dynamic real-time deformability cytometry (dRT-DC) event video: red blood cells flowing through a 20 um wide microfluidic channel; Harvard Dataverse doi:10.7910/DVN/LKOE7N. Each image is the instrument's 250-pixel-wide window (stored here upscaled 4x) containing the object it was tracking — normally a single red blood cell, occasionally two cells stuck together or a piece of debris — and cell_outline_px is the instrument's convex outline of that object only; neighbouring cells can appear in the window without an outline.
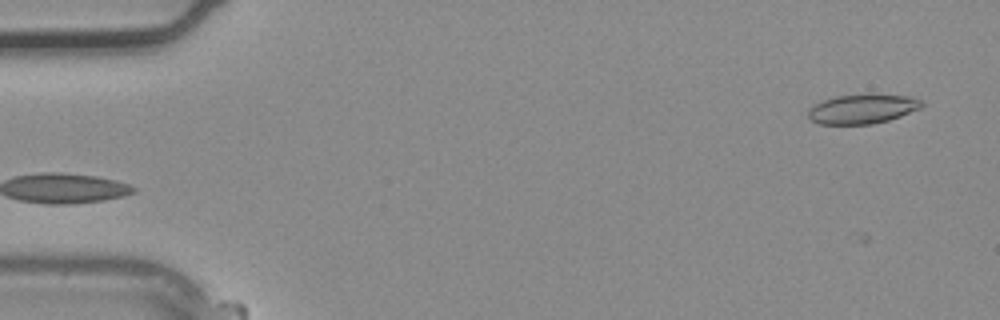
{"species": "common noctule bat (a hibernating species)", "species_latin": "Nyctalus noctula", "temperature_condition": "warm", "stored_images_in_passage": 4, "camera_frame_rate_fps": 3000, "um_per_image_px": 0.085, "animal": {"sex": "male", "body_mass_g": 20.4}, "frame": {"image": 1, "passage_image": 2, "time_ms": 0.333, "image_size_px": [1000, 320], "cell_outline_px": [[924, 104], [920, 108], [900, 116], [888, 120], [872, 124], [820, 124], [812, 120], [808, 116], [808, 108], [812, 104], [836, 96], [868, 92], [872, 92], [912, 96], [920, 100]], "centroid_in_image_um": [73.31, 9.21], "position_along_channel_um": 11.7, "area_um2": 20.06}}
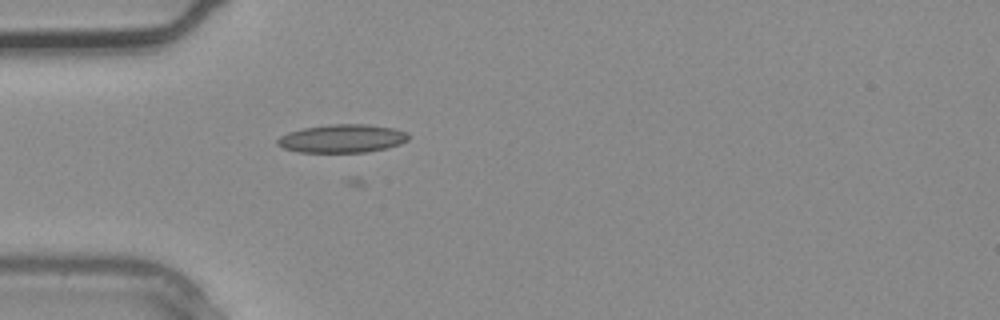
{"frame": {"image": 2, "passage_image": 4, "time_ms": 1.0, "image_size_px": [1000, 320], "cell_outline_px": [[412, 136], [408, 140], [400, 144], [388, 148], [364, 152], [296, 152], [284, 148], [276, 144], [276, 140], [280, 136], [288, 132], [304, 128], [332, 124], [364, 124], [392, 128], [404, 132]], "centroid_in_image_um": [29.08, 11.78], "position_along_channel_um": 55.9, "area_um2": 21.56}}